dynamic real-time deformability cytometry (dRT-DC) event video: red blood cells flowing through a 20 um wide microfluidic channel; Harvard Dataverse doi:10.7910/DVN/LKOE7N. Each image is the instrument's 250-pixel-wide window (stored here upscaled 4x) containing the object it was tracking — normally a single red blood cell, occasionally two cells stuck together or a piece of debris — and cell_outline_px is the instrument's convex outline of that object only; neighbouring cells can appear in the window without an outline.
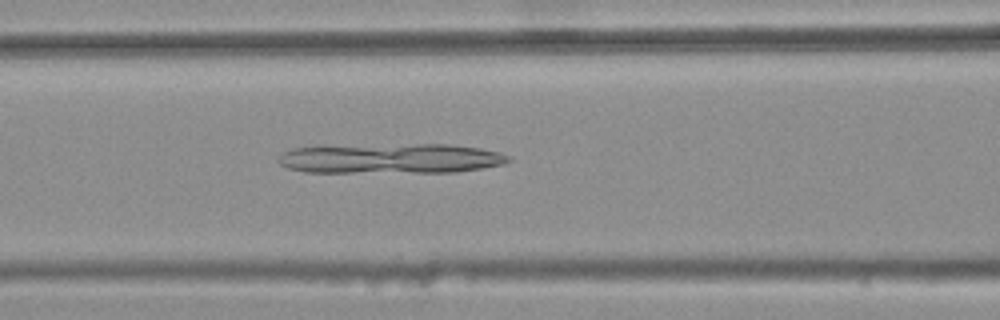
{"species": "common noctule bat (a hibernating species)", "species_latin": "Nyctalus noctula", "temperature_condition": "warm", "stored_images_in_passage": 33, "camera_frame_rate_fps": 3000, "um_per_image_px": 0.085, "animal": {"sex": "female", "body_mass_g": 25.1}, "frame": {"image": 1, "passage_image": 13, "time_ms": 4.0, "image_size_px": [1000, 320], "cell_outline_px": [[512, 160], [504, 164], [456, 172], [304, 172], [288, 168], [280, 164], [276, 160], [284, 152], [292, 148], [316, 144], [448, 144], [480, 148], [500, 152], [512, 156]], "centroid_in_image_um": [33.14, 13.44], "position_along_channel_um": 133.5, "area_um2": 41.33}}
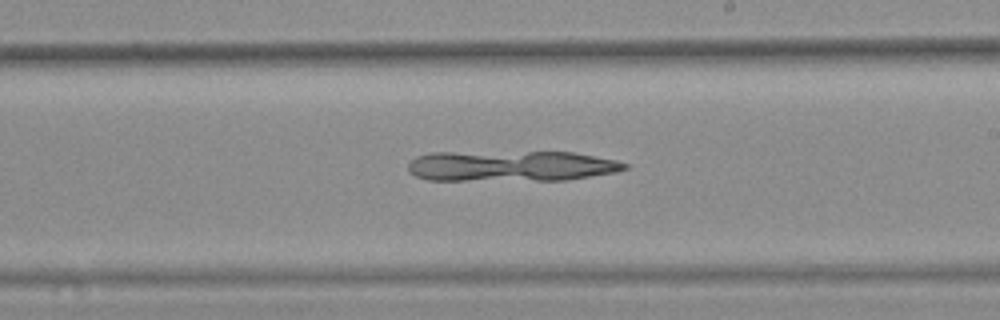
{"frame": {"image": 2, "passage_image": 22, "time_ms": 7.0, "image_size_px": [1000, 320], "cell_outline_px": [[628, 168], [616, 172], [568, 180], [428, 180], [416, 176], [408, 172], [408, 164], [416, 156], [432, 152], [572, 152], [616, 160], [628, 164]], "centroid_in_image_um": [43.43, 14.11], "position_along_channel_um": 245.6, "area_um2": 38.9}}
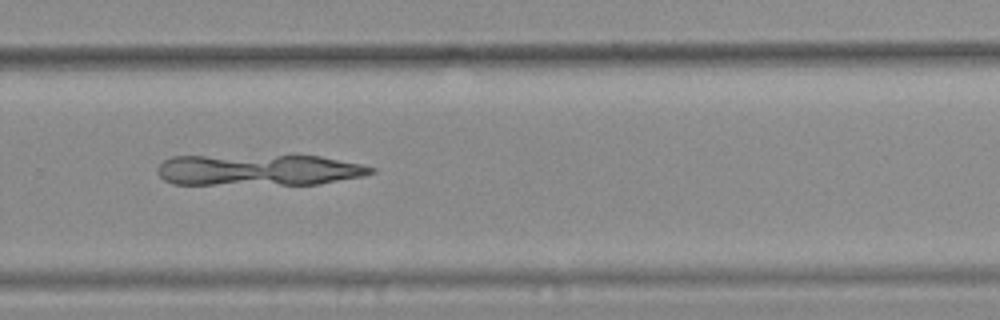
{"frame": {"image": 3, "passage_image": 27, "time_ms": 8.667, "image_size_px": [1000, 320], "cell_outline_px": [[376, 172], [364, 176], [320, 184], [172, 184], [164, 180], [156, 172], [156, 168], [164, 160], [172, 156], [292, 152], [320, 156], [360, 164], [376, 168]], "centroid_in_image_um": [22.0, 14.38], "position_along_channel_um": 307.8, "area_um2": 41.04}}